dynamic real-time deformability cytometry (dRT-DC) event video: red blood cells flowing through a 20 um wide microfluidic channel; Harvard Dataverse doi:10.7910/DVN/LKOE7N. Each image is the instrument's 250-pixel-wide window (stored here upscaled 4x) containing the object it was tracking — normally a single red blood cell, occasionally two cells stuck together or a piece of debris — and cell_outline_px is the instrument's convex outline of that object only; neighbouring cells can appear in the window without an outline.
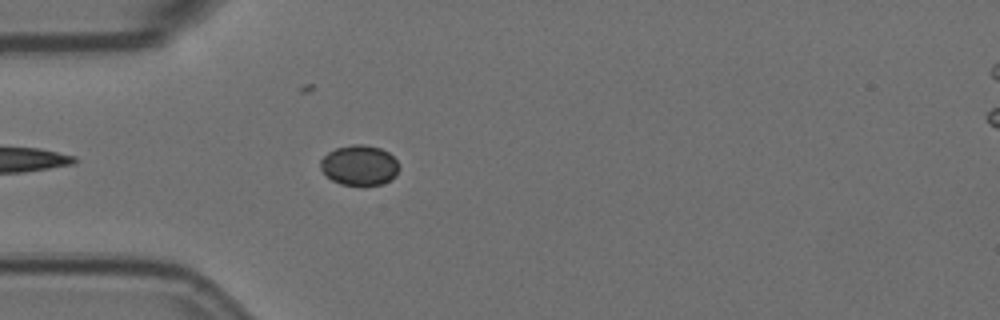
{"species": "Egyptian fruit bat (a non-hibernating species)", "species_latin": "Rousettus aegyptiacus", "temperature_condition": "room temperature", "stored_images_in_passage": 5, "camera_frame_rate_fps": 3000, "um_per_image_px": 0.085, "animal": {"sex": "female"}, "frame": {"image": 1, "passage_image": 5, "time_ms": 1.333, "image_size_px": [1000, 320], "cell_outline_px": [[400, 168], [396, 176], [384, 184], [364, 188], [340, 184], [332, 180], [320, 168], [320, 160], [328, 152], [336, 148], [352, 144], [364, 144], [380, 148], [388, 152], [396, 160]], "centroid_in_image_um": [30.57, 14.09], "position_along_channel_um": 54.4, "area_um2": 18.96}}